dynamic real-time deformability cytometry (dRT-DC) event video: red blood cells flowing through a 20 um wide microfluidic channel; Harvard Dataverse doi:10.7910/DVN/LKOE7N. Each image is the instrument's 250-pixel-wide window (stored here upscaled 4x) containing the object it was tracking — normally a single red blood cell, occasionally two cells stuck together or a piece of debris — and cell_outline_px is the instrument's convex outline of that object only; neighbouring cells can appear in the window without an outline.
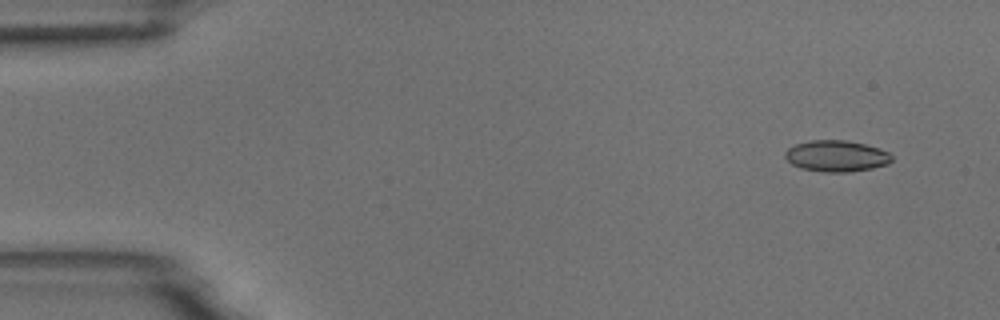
{"species": "common noctule bat (a hibernating species)", "species_latin": "Nyctalus noctula", "temperature_condition": "room temperature", "stored_images_in_passage": 5, "camera_frame_rate_fps": 3000, "um_per_image_px": 0.085, "animal": {"sex": "male", "body_mass_g": 18.8}, "frame": {"image": 1, "passage_image": 1, "time_ms": 0.0, "image_size_px": [1000, 320], "cell_outline_px": [[892, 160], [888, 164], [872, 168], [848, 172], [824, 172], [800, 168], [792, 164], [784, 156], [784, 152], [788, 148], [796, 144], [808, 140], [844, 140], [864, 144], [880, 148], [888, 152], [892, 156]], "centroid_in_image_um": [71.08, 13.26], "position_along_channel_um": 13.9, "area_um2": 19.48}}
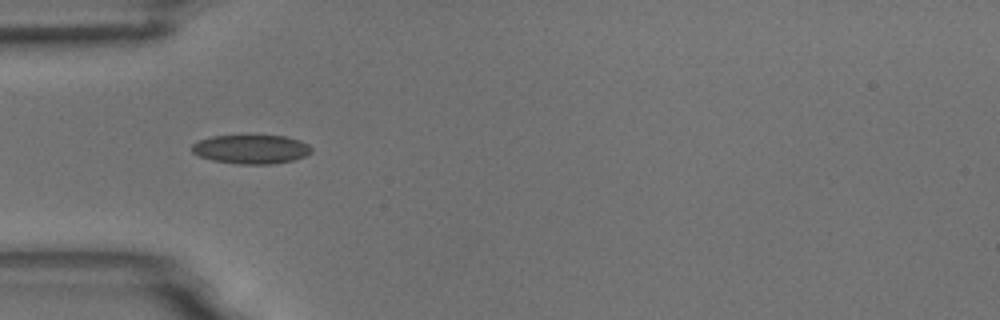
{"frame": {"image": 2, "passage_image": 4, "time_ms": 1.0, "image_size_px": [1000, 320], "cell_outline_px": [[312, 152], [304, 156], [292, 160], [272, 164], [236, 164], [212, 160], [200, 156], [192, 152], [192, 144], [200, 140], [212, 136], [284, 136], [300, 140], [308, 144], [312, 148]], "centroid_in_image_um": [21.35, 12.69], "position_along_channel_um": 63.6, "area_um2": 20.06}}